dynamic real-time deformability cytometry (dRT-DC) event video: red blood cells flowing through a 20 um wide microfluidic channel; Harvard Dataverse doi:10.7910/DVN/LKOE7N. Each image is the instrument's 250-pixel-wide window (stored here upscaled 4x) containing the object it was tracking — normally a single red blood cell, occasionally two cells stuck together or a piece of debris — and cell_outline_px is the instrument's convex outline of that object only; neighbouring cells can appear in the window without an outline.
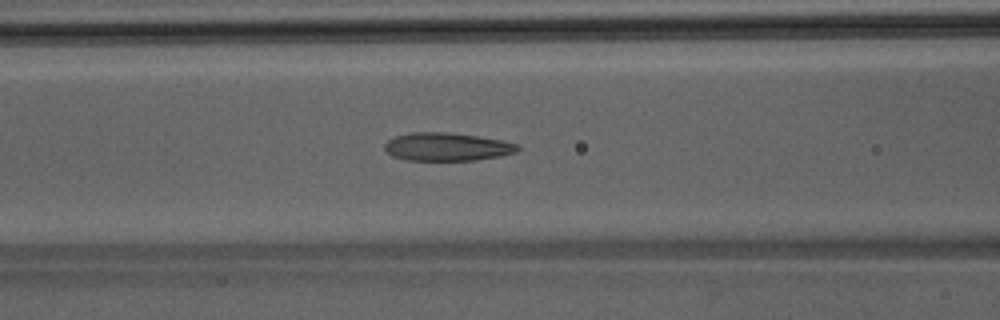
{"species": "Egyptian fruit bat (a non-hibernating species)", "species_latin": "Rousettus aegyptiacus", "temperature_condition": "room temperature", "stored_images_in_passage": 50, "segment_of_instrument_passage": [1, 2], "camera_frame_rate_fps": 3000, "um_per_image_px": 0.085, "animal": {"sex": "male"}, "frame": {"image": 1, "passage_image": 21, "time_ms": 6.667, "image_size_px": [1000, 320], "cell_outline_px": [[520, 148], [516, 152], [500, 156], [476, 160], [404, 160], [392, 156], [384, 148], [384, 144], [388, 140], [396, 136], [412, 132], [444, 132], [476, 136], [500, 140], [520, 144]], "centroid_in_image_um": [37.99, 12.48], "position_along_channel_um": 128.6, "area_um2": 21.73}}
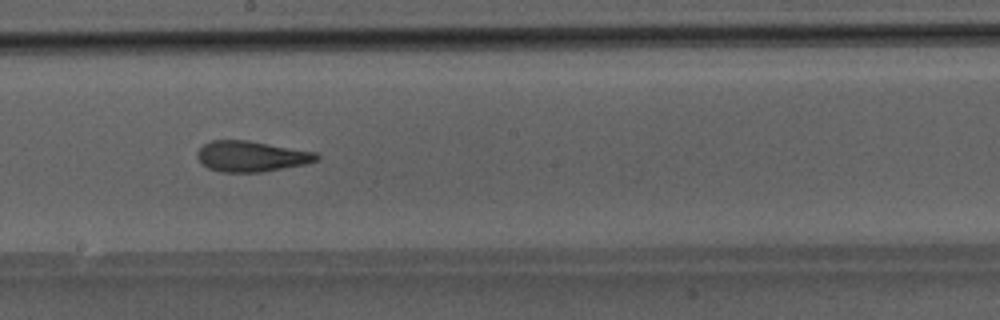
{"frame": {"image": 2, "passage_image": 28, "time_ms": 9.0, "image_size_px": [1000, 320], "cell_outline_px": [[320, 156], [316, 160], [304, 164], [260, 172], [220, 172], [208, 168], [200, 164], [196, 156], [196, 152], [204, 144], [212, 140], [248, 140], [316, 152]], "centroid_in_image_um": [21.3, 13.28], "position_along_channel_um": 226.9, "area_um2": 21.33}}
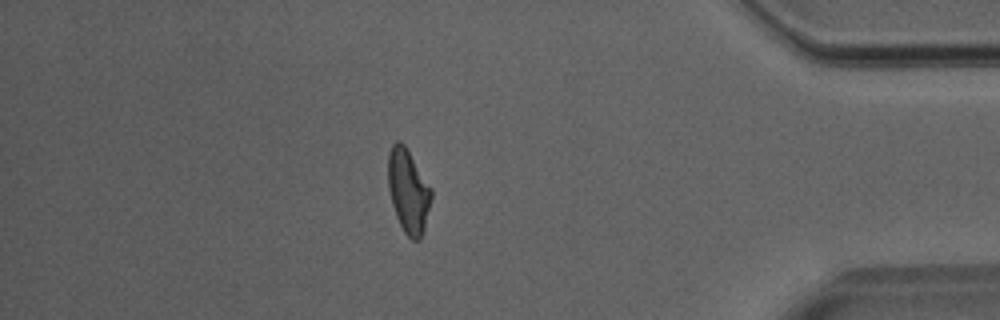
{"frame": {"image": 3, "passage_image": 43, "time_ms": 14.0, "image_size_px": [1000, 320], "cell_outline_px": [[432, 196], [424, 228], [420, 240], [412, 240], [404, 232], [396, 216], [392, 204], [388, 188], [388, 152], [392, 144], [396, 140], [400, 140], [404, 144], [432, 188]], "centroid_in_image_um": [34.69, 16.21], "position_along_channel_um": 400.5, "area_um2": 21.1}}